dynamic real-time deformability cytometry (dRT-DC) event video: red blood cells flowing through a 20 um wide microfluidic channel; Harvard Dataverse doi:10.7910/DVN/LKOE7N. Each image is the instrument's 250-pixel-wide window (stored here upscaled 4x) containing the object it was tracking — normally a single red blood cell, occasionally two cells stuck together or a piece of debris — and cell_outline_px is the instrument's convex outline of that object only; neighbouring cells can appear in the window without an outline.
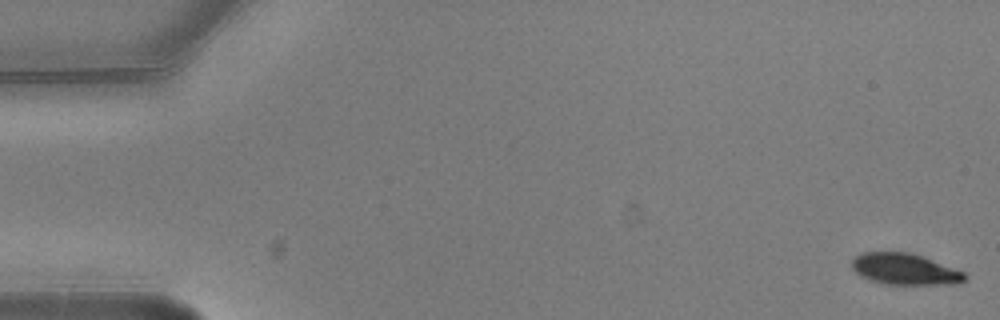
{"species": "common noctule bat (a hibernating species)", "species_latin": "Nyctalus noctula", "temperature_condition": "warm", "stored_images_in_passage": 6, "segment_of_instrument_passage": [1, 2], "camera_frame_rate_fps": 3000, "um_per_image_px": 0.085, "animal": {"sex": "male", "body_mass_g": 20.5, "forearm_length_mm": 52.5}, "frame": {"image": 1, "passage_image": 1, "time_ms": 0.0, "image_size_px": [1000, 320], "cell_outline_px": [[968, 276], [964, 280], [952, 284], [888, 284], [868, 280], [860, 276], [852, 268], [852, 260], [860, 252], [912, 252], [924, 256], [964, 272]], "centroid_in_image_um": [76.89, 22.86], "position_along_channel_um": 8.1, "area_um2": 20.63}}
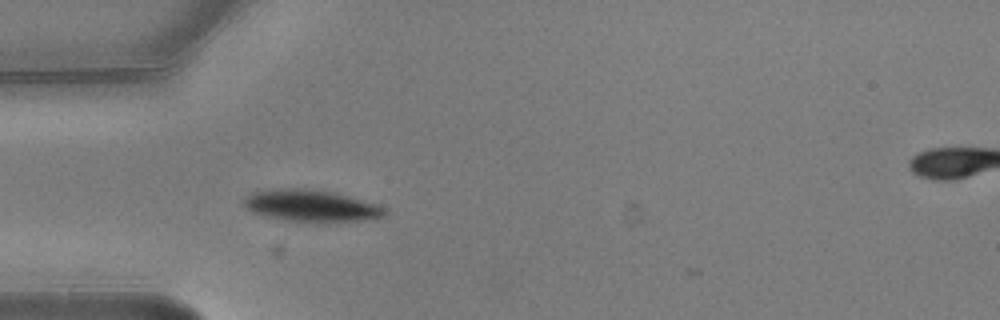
{"frame": {"image": 2, "passage_image": 5, "time_ms": 1.333, "image_size_px": [1000, 320], "cell_outline_px": [[388, 212], [384, 216], [376, 220], [336, 224], [324, 224], [288, 220], [264, 216], [252, 212], [244, 204], [244, 196], [252, 192], [284, 188], [308, 188], [332, 192], [348, 196], [376, 204], [384, 208]], "centroid_in_image_um": [26.54, 17.54], "position_along_channel_um": 58.5, "area_um2": 26.93}}